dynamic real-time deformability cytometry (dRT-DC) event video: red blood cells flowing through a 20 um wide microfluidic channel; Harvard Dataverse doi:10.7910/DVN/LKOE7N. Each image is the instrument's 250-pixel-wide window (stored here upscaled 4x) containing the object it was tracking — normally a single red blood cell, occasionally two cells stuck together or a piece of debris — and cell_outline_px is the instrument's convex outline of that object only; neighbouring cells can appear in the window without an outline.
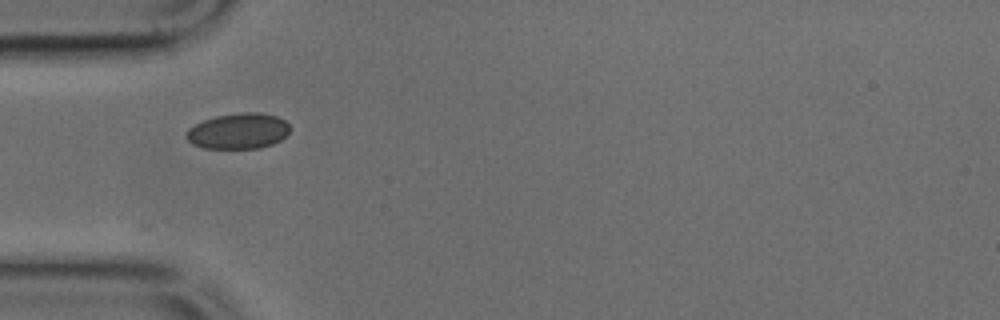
{"species": "common noctule bat (a hibernating species)", "species_latin": "Nyctalus noctula", "temperature_condition": "cold", "stored_images_in_passage": 33, "camera_frame_rate_fps": 3000, "um_per_image_px": 0.085, "animal": {"sex": "male", "body_mass_g": 17.9, "forearm_length_mm": 54.2}, "frame": {"image": 1, "passage_image": 1, "time_ms": 0.0, "image_size_px": [1000, 320], "cell_outline_px": [[292, 128], [280, 140], [272, 144], [260, 148], [204, 148], [192, 144], [184, 136], [184, 132], [188, 128], [204, 120], [216, 116], [240, 112], [260, 112], [276, 116], [284, 120]], "centroid_in_image_um": [20.24, 11.13], "position_along_channel_um": 64.8, "area_um2": 21.68}}